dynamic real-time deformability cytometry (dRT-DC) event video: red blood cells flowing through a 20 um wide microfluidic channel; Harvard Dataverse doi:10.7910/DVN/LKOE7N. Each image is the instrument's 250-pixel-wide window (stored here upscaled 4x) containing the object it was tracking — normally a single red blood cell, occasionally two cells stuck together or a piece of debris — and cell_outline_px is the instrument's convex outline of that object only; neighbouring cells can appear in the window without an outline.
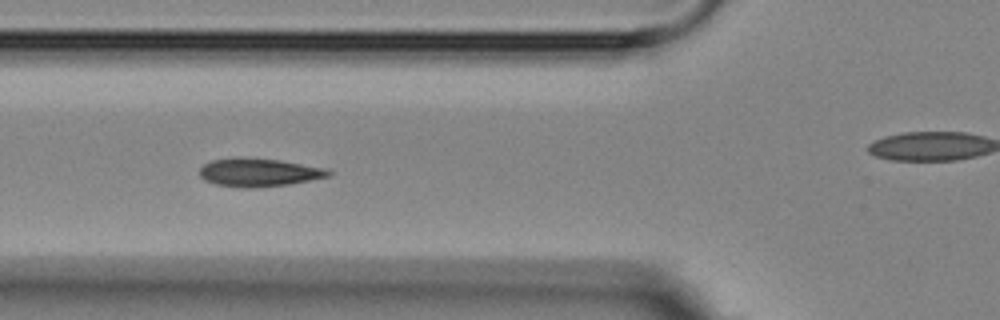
{"species": "Egyptian fruit bat (a non-hibernating species)", "species_latin": "Rousettus aegyptiacus", "temperature_condition": "room temperature", "stored_images_in_passage": 16, "camera_frame_rate_fps": 3000, "um_per_image_px": 0.085, "animal": {"sex": "female"}, "frame": {"image": 1, "passage_image": 5, "time_ms": 4.333, "image_size_px": [1000, 320], "cell_outline_px": [[332, 176], [288, 184], [248, 188], [244, 188], [216, 184], [204, 180], [200, 176], [200, 168], [204, 164], [212, 160], [280, 160], [328, 168], [332, 172]], "centroid_in_image_um": [22.08, 14.69], "position_along_channel_um": 103.7, "area_um2": 20.4}}
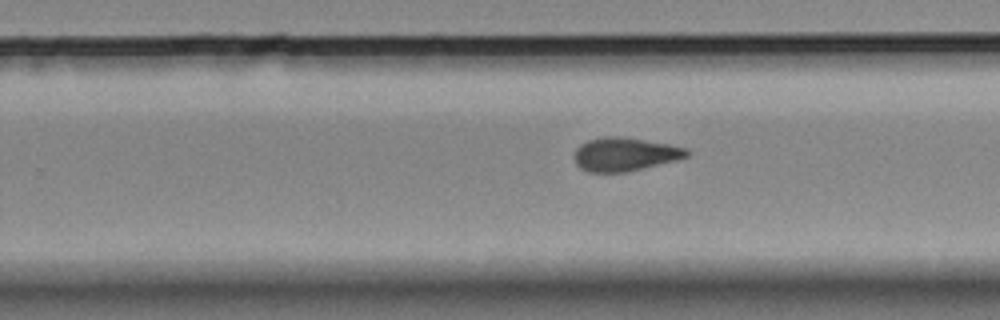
{"frame": {"image": 2, "passage_image": 10, "time_ms": 11.0, "image_size_px": [1000, 320], "cell_outline_px": [[692, 152], [688, 156], [676, 160], [628, 172], [588, 172], [580, 168], [576, 164], [576, 148], [580, 144], [588, 140], [604, 136], [620, 136], [668, 144], [688, 148]], "centroid_in_image_um": [53.13, 13.11], "position_along_channel_um": 276.7, "area_um2": 21.96}}
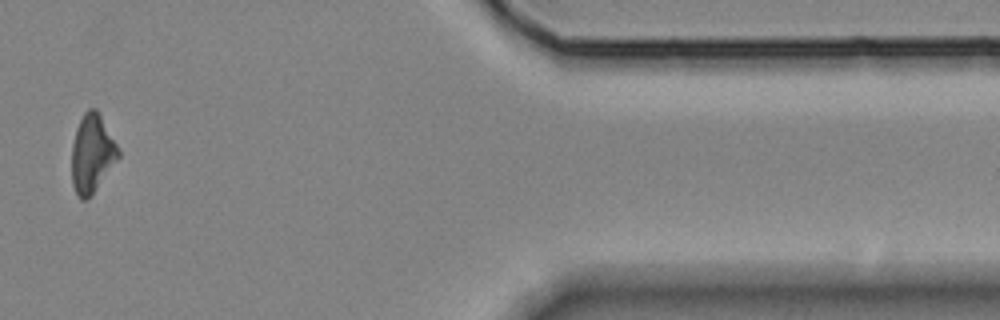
{"frame": {"image": 3, "passage_image": 15, "time_ms": 17.0, "image_size_px": [1000, 320], "cell_outline_px": [[120, 156], [92, 192], [84, 200], [80, 200], [76, 196], [72, 184], [72, 144], [76, 128], [84, 112], [88, 108], [96, 108], [120, 148]], "centroid_in_image_um": [7.81, 13.02], "position_along_channel_um": 403.6, "area_um2": 21.04}, "authors_computed_cell_mechanics": {"area_um2": 21.0392, "velocity_mm_per_s": 3.5985, "shape_relaxation_time_tau1_ms": 1.8336, "shape_relaxation_time_tau2_ms": null, "deformation_change_tau1": 0.0978, "deformation_change_tau2": null}}